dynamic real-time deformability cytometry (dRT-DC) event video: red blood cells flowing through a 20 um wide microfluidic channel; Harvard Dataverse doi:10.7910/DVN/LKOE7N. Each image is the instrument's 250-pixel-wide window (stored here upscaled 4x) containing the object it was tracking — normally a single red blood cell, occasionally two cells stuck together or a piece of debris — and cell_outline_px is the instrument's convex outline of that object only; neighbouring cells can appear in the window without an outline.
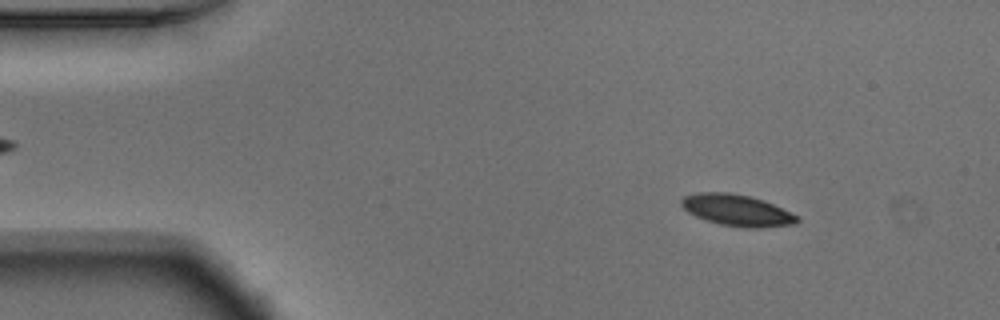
{"species": "Egyptian fruit bat (a non-hibernating species)", "species_latin": "Rousettus aegyptiacus", "temperature_condition": "warm", "stored_images_in_passage": 54, "camera_frame_rate_fps": 3000, "um_per_image_px": 0.085, "animal": {"sex": "male"}, "frame": {"image": 1, "passage_image": 7, "time_ms": 2.0, "image_size_px": [1000, 320], "cell_outline_px": [[800, 220], [796, 224], [760, 228], [744, 228], [720, 224], [696, 216], [688, 212], [680, 204], [680, 200], [684, 196], [700, 192], [728, 192], [748, 196], [764, 200], [800, 216]], "centroid_in_image_um": [62.68, 17.88], "position_along_channel_um": 22.3, "area_um2": 21.27}}
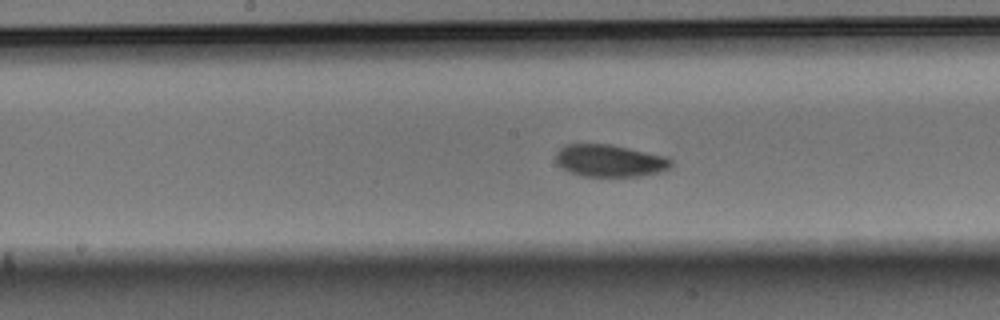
{"frame": {"image": 2, "passage_image": 27, "time_ms": 8.667, "image_size_px": [1000, 320], "cell_outline_px": [[672, 168], [660, 172], [640, 176], [584, 176], [568, 172], [556, 164], [556, 152], [560, 148], [568, 144], [612, 144], [664, 156], [672, 160]], "centroid_in_image_um": [51.82, 13.66], "position_along_channel_um": 196.4, "area_um2": 21.73}}
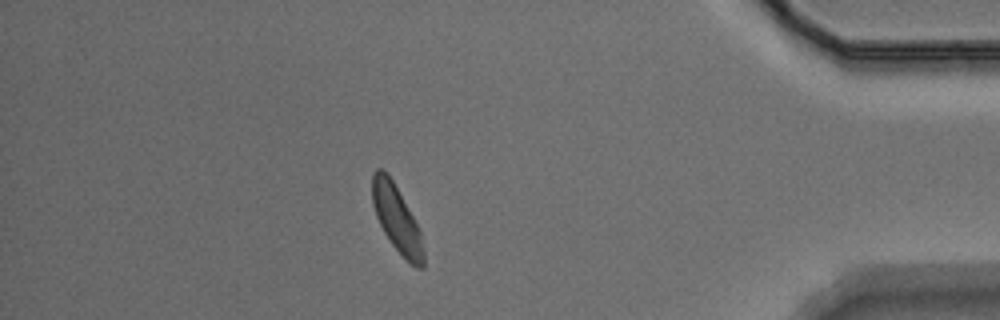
{"frame": {"image": 3, "passage_image": 47, "time_ms": 15.333, "image_size_px": [1000, 320], "cell_outline_px": [[424, 268], [416, 268], [392, 244], [384, 232], [376, 216], [372, 204], [372, 172], [376, 168], [384, 168], [388, 172], [412, 216], [420, 232], [424, 252]], "centroid_in_image_um": [33.69, 18.54], "position_along_channel_um": 401.5, "area_um2": 19.54}, "authors_computed_cell_mechanics": {"area_um2": 21.1548, "velocity_mm_per_s": 3.7169, "shape_relaxation_time_tau1_ms": 3.4582, "shape_relaxation_time_tau2_ms": 5.1985, "deformation_change_tau1": 0.1172, "deformation_change_tau2": 0.1101}}